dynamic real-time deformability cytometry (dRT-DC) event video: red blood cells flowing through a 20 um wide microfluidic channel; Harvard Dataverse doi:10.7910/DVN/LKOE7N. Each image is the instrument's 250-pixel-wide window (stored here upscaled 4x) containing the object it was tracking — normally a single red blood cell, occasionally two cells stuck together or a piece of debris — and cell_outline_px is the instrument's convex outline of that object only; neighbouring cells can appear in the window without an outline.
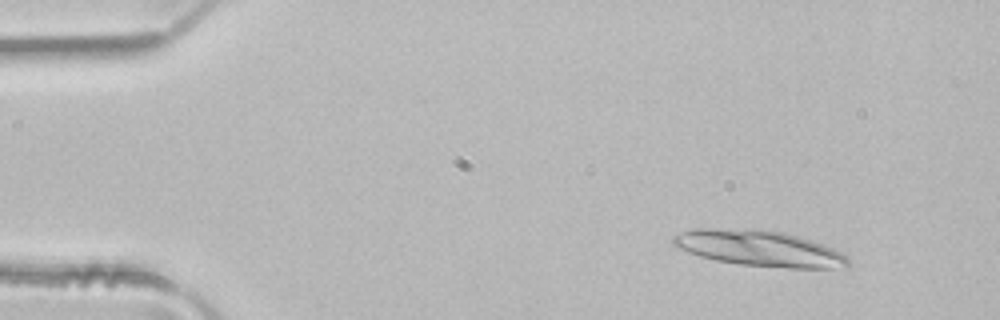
{"species": "common noctule bat (a hibernating species)", "species_latin": "Nyctalus noctula", "temperature_condition": "room temperature", "stored_images_in_passage": 4, "camera_frame_rate_fps": 3000, "um_per_image_px": 0.085, "animal": {"sex": "male", "body_mass_g": 21.5, "forearm_length_mm": 52.0}, "frame": {"image": 1, "passage_image": 2, "time_ms": 0.333, "image_size_px": [1000, 320], "cell_outline_px": [[848, 268], [788, 268], [740, 264], [716, 260], [700, 256], [688, 252], [672, 244], [672, 236], [680, 232], [692, 228], [764, 228], [784, 232], [824, 244], [840, 252], [848, 260]], "centroid_in_image_um": [64.51, 21.08], "position_along_channel_um": 20.5, "area_um2": 36.82}}